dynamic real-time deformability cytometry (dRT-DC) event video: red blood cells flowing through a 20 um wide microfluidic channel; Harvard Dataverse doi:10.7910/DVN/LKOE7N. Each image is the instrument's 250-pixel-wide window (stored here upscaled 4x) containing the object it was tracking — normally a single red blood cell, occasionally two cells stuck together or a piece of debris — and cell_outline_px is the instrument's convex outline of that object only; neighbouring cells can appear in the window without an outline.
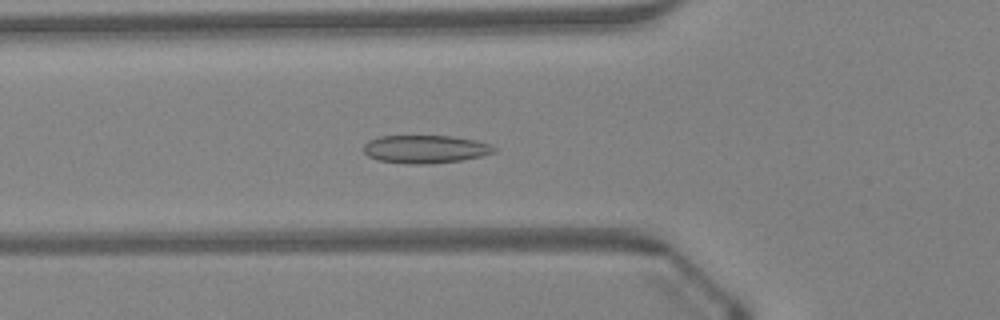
{"species": "Egyptian fruit bat (a non-hibernating species)", "species_latin": "Rousettus aegyptiacus", "temperature_condition": "warm", "stored_images_in_passage": 35, "camera_frame_rate_fps": 3000, "um_per_image_px": 0.085, "animal": {"sex": "female"}, "frame": {"image": 1, "passage_image": 5, "time_ms": 1.333, "image_size_px": [1000, 320], "cell_outline_px": [[496, 152], [480, 156], [460, 160], [428, 164], [408, 164], [376, 160], [368, 156], [364, 152], [364, 144], [368, 140], [380, 136], [452, 136], [476, 140], [488, 144], [496, 148]], "centroid_in_image_um": [36.12, 12.68], "position_along_channel_um": 89.7, "area_um2": 21.33}}
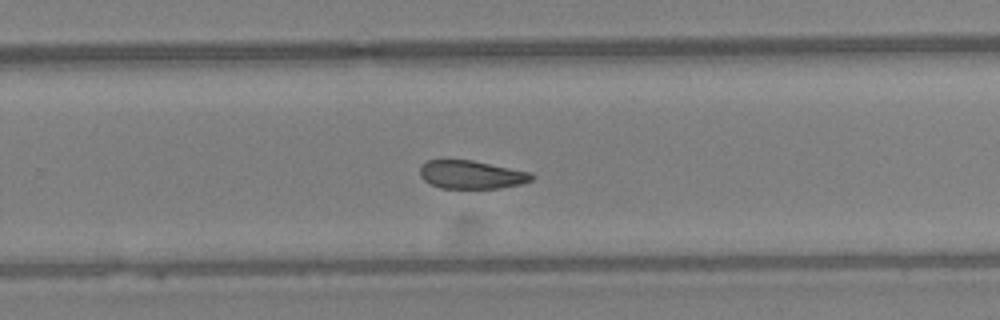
{"frame": {"image": 2, "passage_image": 19, "time_ms": 6.0, "image_size_px": [1000, 320], "cell_outline_px": [[532, 180], [520, 184], [500, 188], [440, 188], [424, 180], [420, 176], [420, 164], [428, 160], [472, 160], [532, 172]], "centroid_in_image_um": [40.06, 14.84], "position_along_channel_um": 289.7, "area_um2": 18.38}}
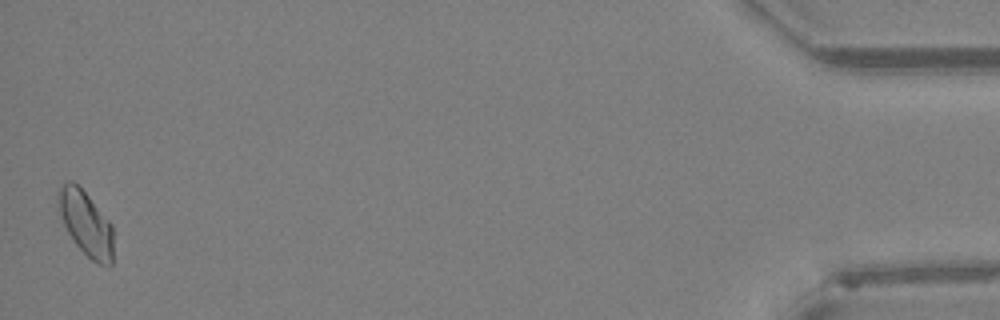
{"frame": {"image": 3, "passage_image": 35, "time_ms": 11.333, "image_size_px": [1000, 320], "cell_outline_px": [[112, 264], [96, 264], [76, 244], [68, 232], [64, 224], [56, 200], [56, 192], [68, 180], [72, 180], [88, 196], [112, 224]], "centroid_in_image_um": [7.28, 18.96], "position_along_channel_um": 427.9, "area_um2": 20.35}, "authors_computed_cell_mechanics": {"area_um2": 19.5942, "velocity_mm_per_s": 4.2958, "shape_relaxation_time_tau1_ms": null, "shape_relaxation_time_tau2_ms": 4.4824, "deformation_change_tau1": null, "deformation_change_tau2": 0.0755}}